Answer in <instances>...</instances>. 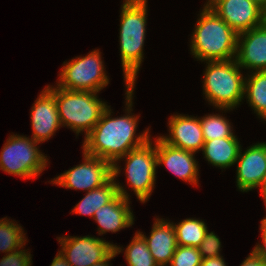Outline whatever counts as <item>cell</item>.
<instances>
[{
	"mask_svg": "<svg viewBox=\"0 0 266 266\" xmlns=\"http://www.w3.org/2000/svg\"><path fill=\"white\" fill-rule=\"evenodd\" d=\"M121 252H122V249L118 247L117 245H114V252L105 261H102L100 263H95L91 266H110L109 265V261H111L110 259H113L117 254Z\"/></svg>",
	"mask_w": 266,
	"mask_h": 266,
	"instance_id": "obj_32",
	"label": "cell"
},
{
	"mask_svg": "<svg viewBox=\"0 0 266 266\" xmlns=\"http://www.w3.org/2000/svg\"><path fill=\"white\" fill-rule=\"evenodd\" d=\"M124 254L128 266H158L139 232L135 233Z\"/></svg>",
	"mask_w": 266,
	"mask_h": 266,
	"instance_id": "obj_24",
	"label": "cell"
},
{
	"mask_svg": "<svg viewBox=\"0 0 266 266\" xmlns=\"http://www.w3.org/2000/svg\"><path fill=\"white\" fill-rule=\"evenodd\" d=\"M240 149L237 137H225L205 141L202 152L209 164L225 169L236 164Z\"/></svg>",
	"mask_w": 266,
	"mask_h": 266,
	"instance_id": "obj_20",
	"label": "cell"
},
{
	"mask_svg": "<svg viewBox=\"0 0 266 266\" xmlns=\"http://www.w3.org/2000/svg\"><path fill=\"white\" fill-rule=\"evenodd\" d=\"M260 188H261L260 195L263 196V200H264V203H265V206H266V174L264 176L262 184L260 185Z\"/></svg>",
	"mask_w": 266,
	"mask_h": 266,
	"instance_id": "obj_34",
	"label": "cell"
},
{
	"mask_svg": "<svg viewBox=\"0 0 266 266\" xmlns=\"http://www.w3.org/2000/svg\"><path fill=\"white\" fill-rule=\"evenodd\" d=\"M244 96L258 118L266 121V70L245 77Z\"/></svg>",
	"mask_w": 266,
	"mask_h": 266,
	"instance_id": "obj_21",
	"label": "cell"
},
{
	"mask_svg": "<svg viewBox=\"0 0 266 266\" xmlns=\"http://www.w3.org/2000/svg\"><path fill=\"white\" fill-rule=\"evenodd\" d=\"M204 141H209L217 138L236 137L232 126L226 117L219 114H209L200 117Z\"/></svg>",
	"mask_w": 266,
	"mask_h": 266,
	"instance_id": "obj_25",
	"label": "cell"
},
{
	"mask_svg": "<svg viewBox=\"0 0 266 266\" xmlns=\"http://www.w3.org/2000/svg\"><path fill=\"white\" fill-rule=\"evenodd\" d=\"M32 138L11 135L6 140L0 153V169L22 179L39 176L45 170L48 162Z\"/></svg>",
	"mask_w": 266,
	"mask_h": 266,
	"instance_id": "obj_7",
	"label": "cell"
},
{
	"mask_svg": "<svg viewBox=\"0 0 266 266\" xmlns=\"http://www.w3.org/2000/svg\"><path fill=\"white\" fill-rule=\"evenodd\" d=\"M238 34L204 5L191 36L190 51L201 61H227L236 58Z\"/></svg>",
	"mask_w": 266,
	"mask_h": 266,
	"instance_id": "obj_3",
	"label": "cell"
},
{
	"mask_svg": "<svg viewBox=\"0 0 266 266\" xmlns=\"http://www.w3.org/2000/svg\"><path fill=\"white\" fill-rule=\"evenodd\" d=\"M134 87H126V114L112 118L110 106L101 119L85 137L83 151L113 164L129 151L141 147L150 140L149 129L136 136L138 117L131 114Z\"/></svg>",
	"mask_w": 266,
	"mask_h": 266,
	"instance_id": "obj_1",
	"label": "cell"
},
{
	"mask_svg": "<svg viewBox=\"0 0 266 266\" xmlns=\"http://www.w3.org/2000/svg\"><path fill=\"white\" fill-rule=\"evenodd\" d=\"M9 220L7 217L0 220V251L6 254L23 248L27 241L22 226Z\"/></svg>",
	"mask_w": 266,
	"mask_h": 266,
	"instance_id": "obj_23",
	"label": "cell"
},
{
	"mask_svg": "<svg viewBox=\"0 0 266 266\" xmlns=\"http://www.w3.org/2000/svg\"><path fill=\"white\" fill-rule=\"evenodd\" d=\"M203 76L205 99L214 107L233 110L244 100L245 77L235 59L227 61H206Z\"/></svg>",
	"mask_w": 266,
	"mask_h": 266,
	"instance_id": "obj_5",
	"label": "cell"
},
{
	"mask_svg": "<svg viewBox=\"0 0 266 266\" xmlns=\"http://www.w3.org/2000/svg\"><path fill=\"white\" fill-rule=\"evenodd\" d=\"M157 166L165 165L179 179L198 184V162L194 158V152L177 148L164 142L160 137L155 139Z\"/></svg>",
	"mask_w": 266,
	"mask_h": 266,
	"instance_id": "obj_14",
	"label": "cell"
},
{
	"mask_svg": "<svg viewBox=\"0 0 266 266\" xmlns=\"http://www.w3.org/2000/svg\"><path fill=\"white\" fill-rule=\"evenodd\" d=\"M264 16H265V19H266V8L264 9Z\"/></svg>",
	"mask_w": 266,
	"mask_h": 266,
	"instance_id": "obj_36",
	"label": "cell"
},
{
	"mask_svg": "<svg viewBox=\"0 0 266 266\" xmlns=\"http://www.w3.org/2000/svg\"><path fill=\"white\" fill-rule=\"evenodd\" d=\"M200 266H226L222 256L202 259Z\"/></svg>",
	"mask_w": 266,
	"mask_h": 266,
	"instance_id": "obj_31",
	"label": "cell"
},
{
	"mask_svg": "<svg viewBox=\"0 0 266 266\" xmlns=\"http://www.w3.org/2000/svg\"><path fill=\"white\" fill-rule=\"evenodd\" d=\"M129 201L118 194L111 202L95 211L93 220L99 225V235L110 231L115 233L134 224V214L130 210Z\"/></svg>",
	"mask_w": 266,
	"mask_h": 266,
	"instance_id": "obj_18",
	"label": "cell"
},
{
	"mask_svg": "<svg viewBox=\"0 0 266 266\" xmlns=\"http://www.w3.org/2000/svg\"><path fill=\"white\" fill-rule=\"evenodd\" d=\"M173 226L180 246L198 247L208 231L205 222L195 218L184 219Z\"/></svg>",
	"mask_w": 266,
	"mask_h": 266,
	"instance_id": "obj_22",
	"label": "cell"
},
{
	"mask_svg": "<svg viewBox=\"0 0 266 266\" xmlns=\"http://www.w3.org/2000/svg\"><path fill=\"white\" fill-rule=\"evenodd\" d=\"M237 34L262 25L264 9L252 0H209L205 3Z\"/></svg>",
	"mask_w": 266,
	"mask_h": 266,
	"instance_id": "obj_10",
	"label": "cell"
},
{
	"mask_svg": "<svg viewBox=\"0 0 266 266\" xmlns=\"http://www.w3.org/2000/svg\"><path fill=\"white\" fill-rule=\"evenodd\" d=\"M82 153L84 162L51 180L52 184L88 192L105 184L112 177V164L109 161L85 151Z\"/></svg>",
	"mask_w": 266,
	"mask_h": 266,
	"instance_id": "obj_9",
	"label": "cell"
},
{
	"mask_svg": "<svg viewBox=\"0 0 266 266\" xmlns=\"http://www.w3.org/2000/svg\"><path fill=\"white\" fill-rule=\"evenodd\" d=\"M252 1H254L255 3H257L263 9L266 8V0H252Z\"/></svg>",
	"mask_w": 266,
	"mask_h": 266,
	"instance_id": "obj_35",
	"label": "cell"
},
{
	"mask_svg": "<svg viewBox=\"0 0 266 266\" xmlns=\"http://www.w3.org/2000/svg\"><path fill=\"white\" fill-rule=\"evenodd\" d=\"M168 125L170 134L159 136L164 142L194 153L202 150L205 141L199 117L173 115Z\"/></svg>",
	"mask_w": 266,
	"mask_h": 266,
	"instance_id": "obj_16",
	"label": "cell"
},
{
	"mask_svg": "<svg viewBox=\"0 0 266 266\" xmlns=\"http://www.w3.org/2000/svg\"><path fill=\"white\" fill-rule=\"evenodd\" d=\"M101 52L96 49L84 57L63 62L57 86L71 91L99 92L108 85Z\"/></svg>",
	"mask_w": 266,
	"mask_h": 266,
	"instance_id": "obj_8",
	"label": "cell"
},
{
	"mask_svg": "<svg viewBox=\"0 0 266 266\" xmlns=\"http://www.w3.org/2000/svg\"><path fill=\"white\" fill-rule=\"evenodd\" d=\"M50 266H70L68 261L62 256V254L59 252L53 259Z\"/></svg>",
	"mask_w": 266,
	"mask_h": 266,
	"instance_id": "obj_33",
	"label": "cell"
},
{
	"mask_svg": "<svg viewBox=\"0 0 266 266\" xmlns=\"http://www.w3.org/2000/svg\"><path fill=\"white\" fill-rule=\"evenodd\" d=\"M32 139L38 143L49 140L62 127L54 94L45 87L31 109Z\"/></svg>",
	"mask_w": 266,
	"mask_h": 266,
	"instance_id": "obj_15",
	"label": "cell"
},
{
	"mask_svg": "<svg viewBox=\"0 0 266 266\" xmlns=\"http://www.w3.org/2000/svg\"><path fill=\"white\" fill-rule=\"evenodd\" d=\"M241 151L242 148L236 160V183L241 192H248L260 187L266 174V143H257Z\"/></svg>",
	"mask_w": 266,
	"mask_h": 266,
	"instance_id": "obj_12",
	"label": "cell"
},
{
	"mask_svg": "<svg viewBox=\"0 0 266 266\" xmlns=\"http://www.w3.org/2000/svg\"><path fill=\"white\" fill-rule=\"evenodd\" d=\"M202 256L198 247L178 245L171 259L170 266H200Z\"/></svg>",
	"mask_w": 266,
	"mask_h": 266,
	"instance_id": "obj_26",
	"label": "cell"
},
{
	"mask_svg": "<svg viewBox=\"0 0 266 266\" xmlns=\"http://www.w3.org/2000/svg\"><path fill=\"white\" fill-rule=\"evenodd\" d=\"M260 230L262 232V245L261 243L257 244L252 250L258 257L266 262V217H264L261 221Z\"/></svg>",
	"mask_w": 266,
	"mask_h": 266,
	"instance_id": "obj_29",
	"label": "cell"
},
{
	"mask_svg": "<svg viewBox=\"0 0 266 266\" xmlns=\"http://www.w3.org/2000/svg\"><path fill=\"white\" fill-rule=\"evenodd\" d=\"M21 249L22 248L4 255L0 260V266H31L32 257L30 252Z\"/></svg>",
	"mask_w": 266,
	"mask_h": 266,
	"instance_id": "obj_28",
	"label": "cell"
},
{
	"mask_svg": "<svg viewBox=\"0 0 266 266\" xmlns=\"http://www.w3.org/2000/svg\"><path fill=\"white\" fill-rule=\"evenodd\" d=\"M151 140L141 147L129 151L112 164V177L116 178L121 171L117 162L126 158L124 168L128 185L142 203L149 199L156 184L157 155L156 147L154 144L152 145Z\"/></svg>",
	"mask_w": 266,
	"mask_h": 266,
	"instance_id": "obj_6",
	"label": "cell"
},
{
	"mask_svg": "<svg viewBox=\"0 0 266 266\" xmlns=\"http://www.w3.org/2000/svg\"><path fill=\"white\" fill-rule=\"evenodd\" d=\"M240 266H266V262L252 251Z\"/></svg>",
	"mask_w": 266,
	"mask_h": 266,
	"instance_id": "obj_30",
	"label": "cell"
},
{
	"mask_svg": "<svg viewBox=\"0 0 266 266\" xmlns=\"http://www.w3.org/2000/svg\"><path fill=\"white\" fill-rule=\"evenodd\" d=\"M116 180V178L111 177L105 184L88 191L72 212L93 218L97 209L111 202L118 194L129 199L124 186L122 187Z\"/></svg>",
	"mask_w": 266,
	"mask_h": 266,
	"instance_id": "obj_19",
	"label": "cell"
},
{
	"mask_svg": "<svg viewBox=\"0 0 266 266\" xmlns=\"http://www.w3.org/2000/svg\"><path fill=\"white\" fill-rule=\"evenodd\" d=\"M46 87L54 94L61 126L71 128L78 135L85 132L86 137L108 107L98 98L97 92Z\"/></svg>",
	"mask_w": 266,
	"mask_h": 266,
	"instance_id": "obj_4",
	"label": "cell"
},
{
	"mask_svg": "<svg viewBox=\"0 0 266 266\" xmlns=\"http://www.w3.org/2000/svg\"><path fill=\"white\" fill-rule=\"evenodd\" d=\"M221 242L214 232H206L204 239L198 246L202 259L221 256Z\"/></svg>",
	"mask_w": 266,
	"mask_h": 266,
	"instance_id": "obj_27",
	"label": "cell"
},
{
	"mask_svg": "<svg viewBox=\"0 0 266 266\" xmlns=\"http://www.w3.org/2000/svg\"><path fill=\"white\" fill-rule=\"evenodd\" d=\"M62 246L59 251L70 266H91L105 261L113 252L114 245L101 238L84 236L57 237Z\"/></svg>",
	"mask_w": 266,
	"mask_h": 266,
	"instance_id": "obj_11",
	"label": "cell"
},
{
	"mask_svg": "<svg viewBox=\"0 0 266 266\" xmlns=\"http://www.w3.org/2000/svg\"><path fill=\"white\" fill-rule=\"evenodd\" d=\"M235 60L240 68L252 72L266 70V21L238 34Z\"/></svg>",
	"mask_w": 266,
	"mask_h": 266,
	"instance_id": "obj_13",
	"label": "cell"
},
{
	"mask_svg": "<svg viewBox=\"0 0 266 266\" xmlns=\"http://www.w3.org/2000/svg\"><path fill=\"white\" fill-rule=\"evenodd\" d=\"M120 15V55L126 87H134L143 62L147 0H124Z\"/></svg>",
	"mask_w": 266,
	"mask_h": 266,
	"instance_id": "obj_2",
	"label": "cell"
},
{
	"mask_svg": "<svg viewBox=\"0 0 266 266\" xmlns=\"http://www.w3.org/2000/svg\"><path fill=\"white\" fill-rule=\"evenodd\" d=\"M139 233L145 239L148 250L158 266H168L178 246L173 222L157 218L149 237L143 232Z\"/></svg>",
	"mask_w": 266,
	"mask_h": 266,
	"instance_id": "obj_17",
	"label": "cell"
}]
</instances>
